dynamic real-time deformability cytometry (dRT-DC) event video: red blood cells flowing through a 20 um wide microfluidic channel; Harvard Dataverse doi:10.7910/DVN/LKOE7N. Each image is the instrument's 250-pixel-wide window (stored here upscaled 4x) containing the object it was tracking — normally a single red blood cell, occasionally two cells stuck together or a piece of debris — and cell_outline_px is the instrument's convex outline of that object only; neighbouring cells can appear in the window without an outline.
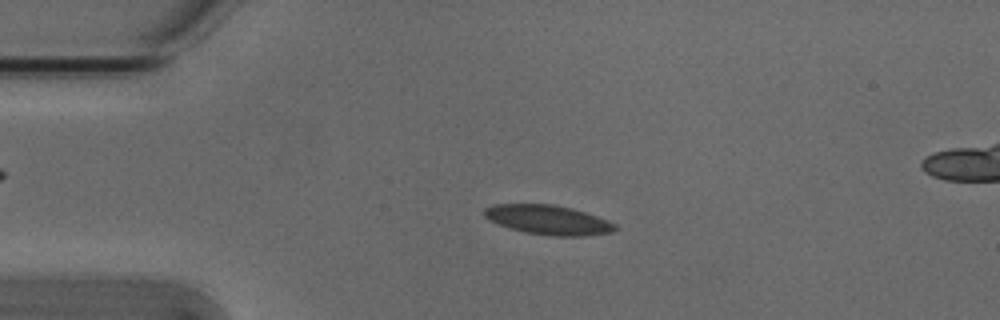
{"species": "Egyptian fruit bat (a non-hibernating species)", "species_latin": "Rousettus aegyptiacus", "temperature_condition": "cold", "stored_images_in_passage": 46, "segment_of_instrument_passage": [1, 2], "camera_frame_rate_fps": 3000, "um_per_image_px": 0.085, "animal": {"sex": "male"}, "frame": {"image": 1, "passage_image": 4, "time_ms": 1.0, "image_size_px": [1000, 320], "cell_outline_px": [[616, 228], [612, 232], [584, 236], [552, 236], [524, 232], [500, 224], [484, 216], [484, 208], [492, 204], [552, 204], [572, 208], [608, 220], [616, 224]], "centroid_in_image_um": [46.61, 18.68], "position_along_channel_um": 38.4, "area_um2": 22.25}}
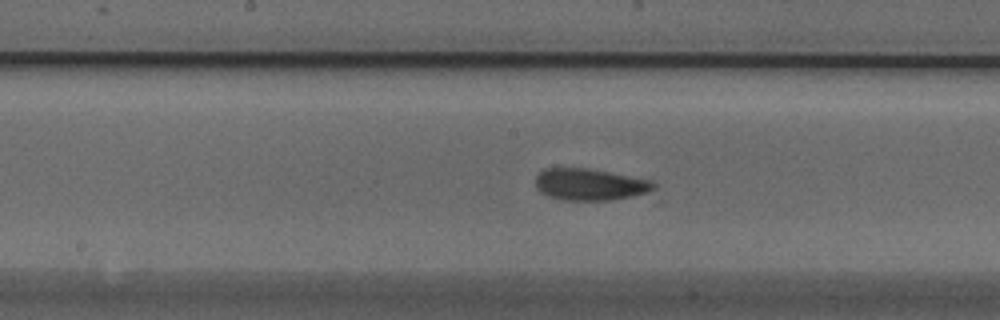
{"frame": {"image": 2, "passage_image": 19, "time_ms": 6.0, "image_size_px": [1000, 320], "cell_outline_px": [[656, 184], [648, 192], [632, 196], [608, 200], [564, 200], [548, 196], [540, 192], [536, 188], [536, 176], [544, 168], [588, 168], [652, 180]], "centroid_in_image_um": [50.11, 15.67], "position_along_channel_um": 198.1, "area_um2": 21.73}}
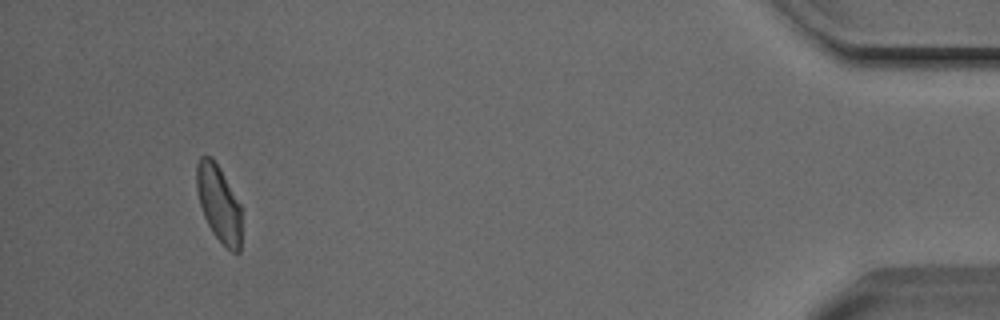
{"frame": {"image": 3, "passage_image": 42, "time_ms": 13.667, "image_size_px": [1000, 320], "cell_outline_px": [[240, 252], [232, 252], [212, 232], [204, 216], [200, 204], [196, 188], [196, 164], [200, 156], [212, 156], [220, 168], [240, 204]], "centroid_in_image_um": [18.57, 17.24], "position_along_channel_um": 416.6, "area_um2": 19.83}}